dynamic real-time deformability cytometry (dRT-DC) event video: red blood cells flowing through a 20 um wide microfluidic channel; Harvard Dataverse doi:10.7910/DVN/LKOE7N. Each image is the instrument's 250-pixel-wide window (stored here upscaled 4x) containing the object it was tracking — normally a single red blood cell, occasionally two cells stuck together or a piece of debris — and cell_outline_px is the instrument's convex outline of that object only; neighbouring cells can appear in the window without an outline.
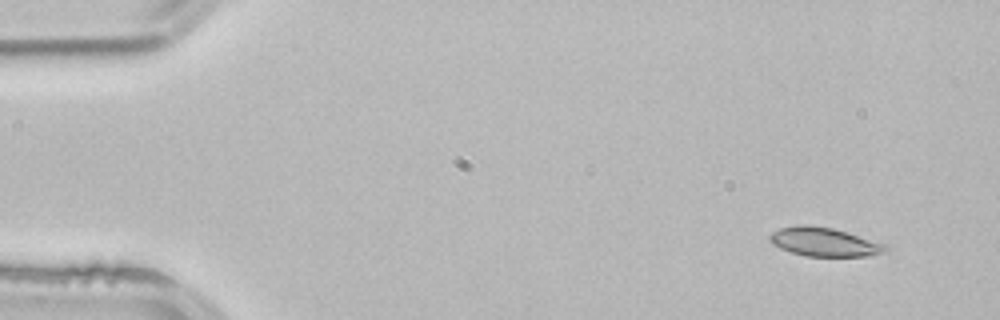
{"species": "common noctule bat (a hibernating species)", "species_latin": "Nyctalus noctula", "temperature_condition": "room temperature", "stored_images_in_passage": 36, "camera_frame_rate_fps": 3000, "um_per_image_px": 0.085, "animal": {"sex": "male", "body_mass_g": 21.5, "forearm_length_mm": 52.0}, "frame": {"image": 1, "passage_image": 1, "time_ms": 0.0, "image_size_px": [1000, 320], "cell_outline_px": [[888, 248], [884, 252], [872, 256], [804, 256], [780, 248], [772, 244], [768, 240], [768, 236], [772, 232], [780, 228], [796, 224], [804, 224], [832, 228], [884, 244]], "centroid_in_image_um": [69.99, 20.56], "position_along_channel_um": 15.0, "area_um2": 19.31}}
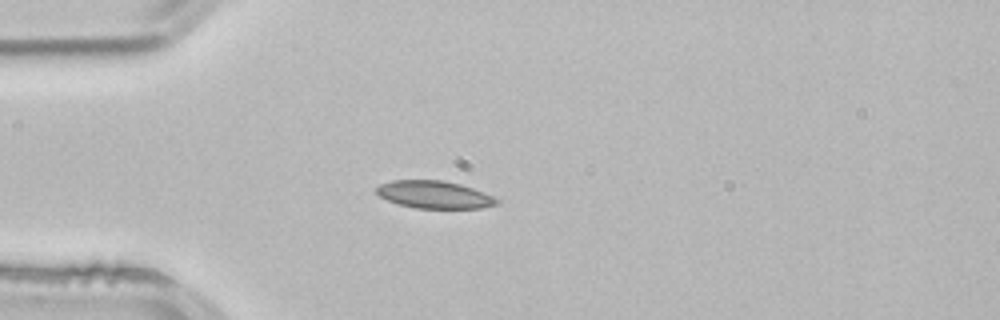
{"frame": {"image": 2, "passage_image": 11, "time_ms": 3.333, "image_size_px": [1000, 320], "cell_outline_px": [[500, 204], [480, 208], [416, 208], [400, 204], [388, 200], [380, 196], [376, 192], [376, 188], [380, 184], [392, 180], [444, 180], [460, 184], [484, 192], [500, 200]], "centroid_in_image_um": [36.94, 16.54], "position_along_channel_um": 48.1, "area_um2": 19.25}}
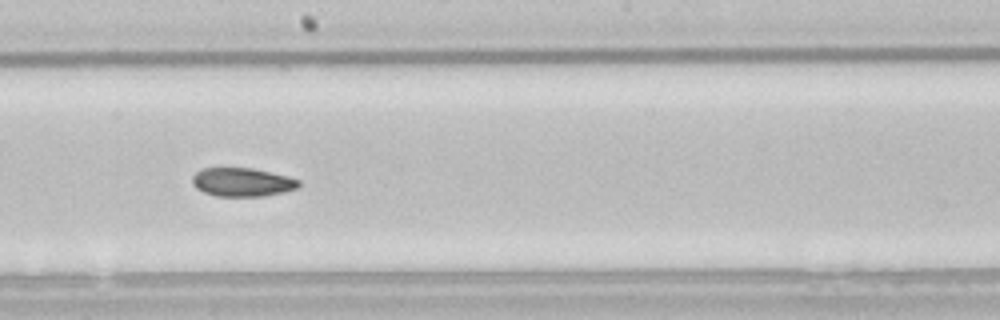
{"frame": {"image": 3, "passage_image": 26, "time_ms": 8.333, "image_size_px": [1000, 320], "cell_outline_px": [[300, 184], [296, 188], [284, 192], [264, 196], [216, 196], [204, 192], [196, 188], [192, 184], [192, 176], [196, 172], [204, 168], [252, 168], [288, 176], [300, 180]], "centroid_in_image_um": [20.58, 15.48], "position_along_channel_um": 227.6, "area_um2": 17.74}}